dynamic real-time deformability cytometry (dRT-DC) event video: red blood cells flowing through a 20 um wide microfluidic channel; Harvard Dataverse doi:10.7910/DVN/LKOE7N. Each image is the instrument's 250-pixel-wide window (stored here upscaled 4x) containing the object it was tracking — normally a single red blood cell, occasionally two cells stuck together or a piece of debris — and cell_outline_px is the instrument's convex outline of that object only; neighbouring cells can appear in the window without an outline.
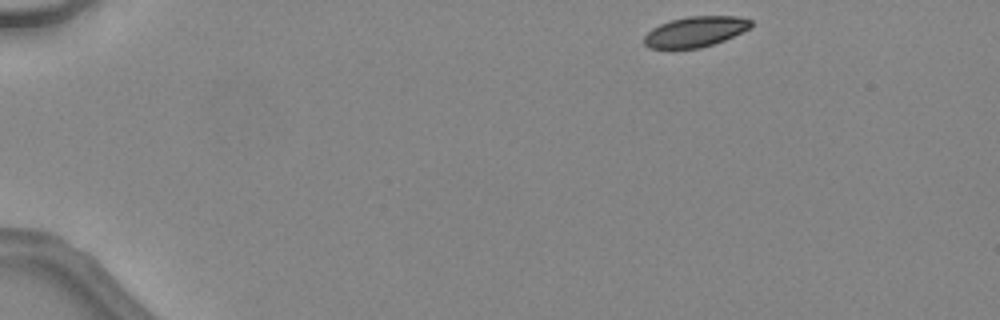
{"species": "common noctule bat (a hibernating species)", "species_latin": "Nyctalus noctula", "temperature_condition": "warm", "stored_images_in_passage": 12, "camera_frame_rate_fps": 3000, "um_per_image_px": 0.085, "animal": {"sex": "female", "body_mass_g": 24.6, "forearm_length_mm": 56.2}, "frame": {"image": 1, "passage_image": 1, "time_ms": 0.0, "image_size_px": [1000, 320], "cell_outline_px": [[752, 24], [748, 28], [724, 40], [700, 48], [648, 48], [644, 44], [644, 36], [652, 28], [660, 24], [672, 20], [688, 16], [736, 16], [752, 20]], "centroid_in_image_um": [59.07, 2.69], "position_along_channel_um": 25.9, "area_um2": 18.67}}